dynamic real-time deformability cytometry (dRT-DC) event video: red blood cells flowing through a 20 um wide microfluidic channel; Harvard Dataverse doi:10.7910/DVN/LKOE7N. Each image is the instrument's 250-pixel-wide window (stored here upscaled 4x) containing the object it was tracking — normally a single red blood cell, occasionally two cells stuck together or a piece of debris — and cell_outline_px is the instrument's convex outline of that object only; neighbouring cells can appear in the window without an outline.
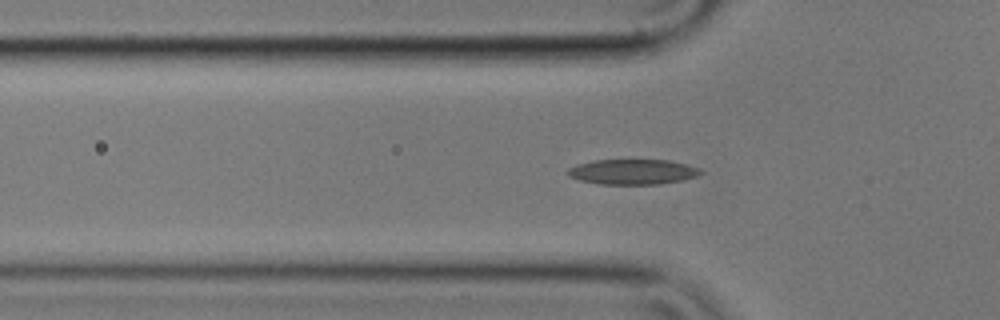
{"species": "common noctule bat (a hibernating species)", "species_latin": "Nyctalus noctula", "temperature_condition": "cold", "stored_images_in_passage": 41, "camera_frame_rate_fps": 3000, "um_per_image_px": 0.085, "animal": {"sex": "male", "body_mass_g": 17.9}, "frame": {"image": 1, "passage_image": 8, "time_ms": 2.333, "image_size_px": [1000, 320], "cell_outline_px": [[704, 172], [696, 176], [684, 180], [660, 184], [600, 184], [580, 180], [568, 176], [564, 172], [568, 168], [576, 164], [592, 160], [668, 160], [700, 168]], "centroid_in_image_um": [53.74, 14.6], "position_along_channel_um": 72.1, "area_um2": 19.65}}
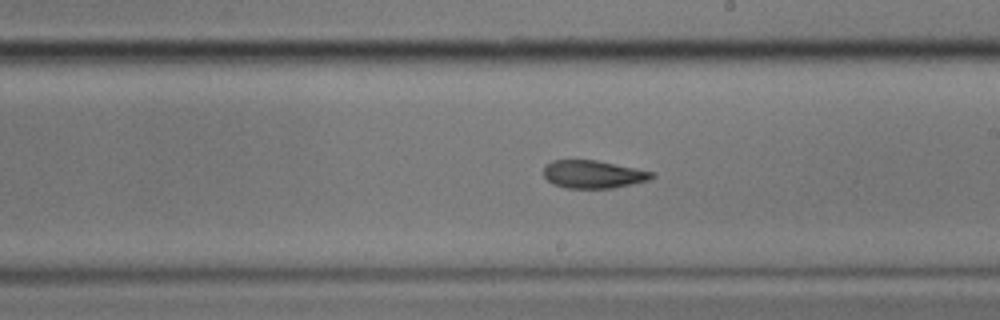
{"frame": {"image": 2, "passage_image": 22, "time_ms": 7.0, "image_size_px": [1000, 320], "cell_outline_px": [[656, 176], [648, 180], [632, 184], [612, 188], [568, 188], [552, 184], [544, 176], [544, 164], [552, 160], [596, 160], [656, 172]], "centroid_in_image_um": [50.43, 14.81], "position_along_channel_um": 238.6, "area_um2": 17.69}}
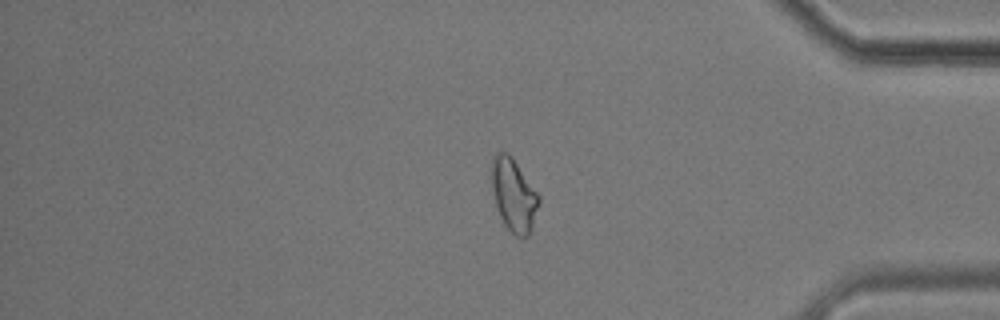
{"frame": {"image": 3, "passage_image": 37, "time_ms": 12.0, "image_size_px": [1000, 320], "cell_outline_px": [[540, 204], [532, 228], [528, 236], [516, 236], [504, 224], [496, 208], [492, 188], [492, 156], [496, 152], [508, 152], [512, 156], [540, 196]], "centroid_in_image_um": [43.67, 16.56], "position_along_channel_um": 391.5, "area_um2": 20.11}, "authors_computed_cell_mechanics": {"area_um2": 18.0914, "velocity_mm_per_s": 3.5608, "shape_relaxation_time_tau1_ms": null, "shape_relaxation_time_tau2_ms": 5.4137, "deformation_change_tau1": null, "deformation_change_tau2": 0.1275}}